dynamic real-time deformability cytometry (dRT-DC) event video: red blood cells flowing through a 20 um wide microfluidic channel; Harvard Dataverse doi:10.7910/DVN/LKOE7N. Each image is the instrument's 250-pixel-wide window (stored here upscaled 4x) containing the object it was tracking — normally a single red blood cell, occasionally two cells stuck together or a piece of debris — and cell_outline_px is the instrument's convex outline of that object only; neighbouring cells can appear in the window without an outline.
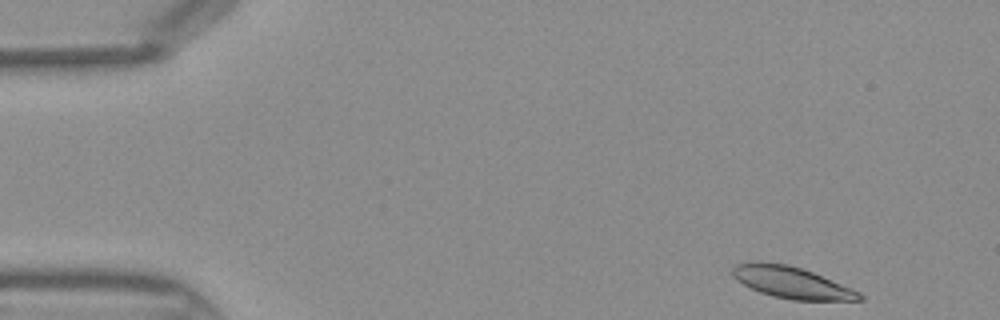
{"species": "Egyptian fruit bat (a non-hibernating species)", "species_latin": "Rousettus aegyptiacus", "temperature_condition": "warm", "stored_images_in_passage": 42, "camera_frame_rate_fps": 3000, "um_per_image_px": 0.085, "frame": {"image": 1, "passage_image": 1, "time_ms": 0.0, "image_size_px": [1000, 320], "cell_outline_px": [[864, 300], [792, 300], [772, 296], [760, 292], [736, 280], [732, 276], [732, 268], [736, 264], [788, 264], [812, 272], [852, 288], [860, 292], [864, 296]], "centroid_in_image_um": [67.35, 24.05], "position_along_channel_um": 17.6, "area_um2": 22.72}}
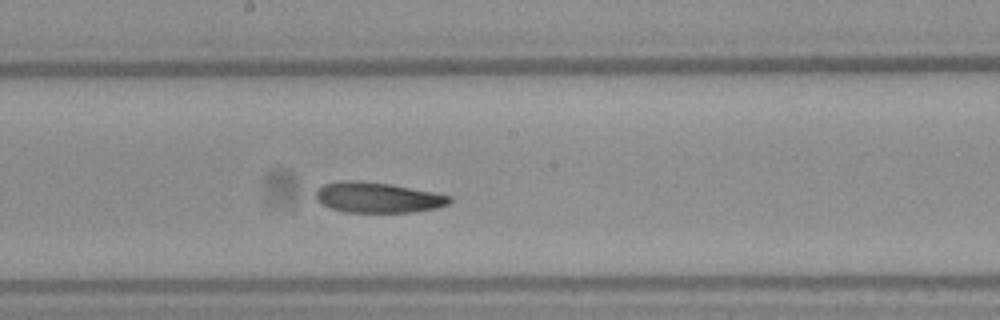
{"frame": {"image": 2, "passage_image": 21, "time_ms": 6.667, "image_size_px": [1000, 320], "cell_outline_px": [[452, 200], [448, 204], [436, 208], [416, 212], [344, 212], [332, 208], [316, 200], [316, 188], [324, 184], [344, 180], [356, 180], [388, 184], [432, 192], [452, 196]], "centroid_in_image_um": [32.1, 16.79], "position_along_channel_um": 216.1, "area_um2": 23.58}}
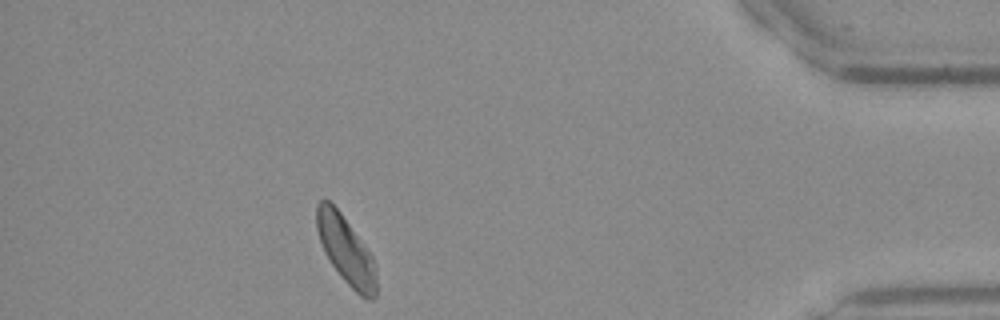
{"frame": {"image": 3, "passage_image": 37, "time_ms": 12.0, "image_size_px": [1000, 320], "cell_outline_px": [[376, 296], [372, 300], [368, 300], [360, 296], [340, 276], [324, 252], [316, 228], [316, 204], [320, 200], [328, 200], [340, 212], [372, 256], [376, 268]], "centroid_in_image_um": [29.4, 21.29], "position_along_channel_um": 405.8, "area_um2": 23.29}}